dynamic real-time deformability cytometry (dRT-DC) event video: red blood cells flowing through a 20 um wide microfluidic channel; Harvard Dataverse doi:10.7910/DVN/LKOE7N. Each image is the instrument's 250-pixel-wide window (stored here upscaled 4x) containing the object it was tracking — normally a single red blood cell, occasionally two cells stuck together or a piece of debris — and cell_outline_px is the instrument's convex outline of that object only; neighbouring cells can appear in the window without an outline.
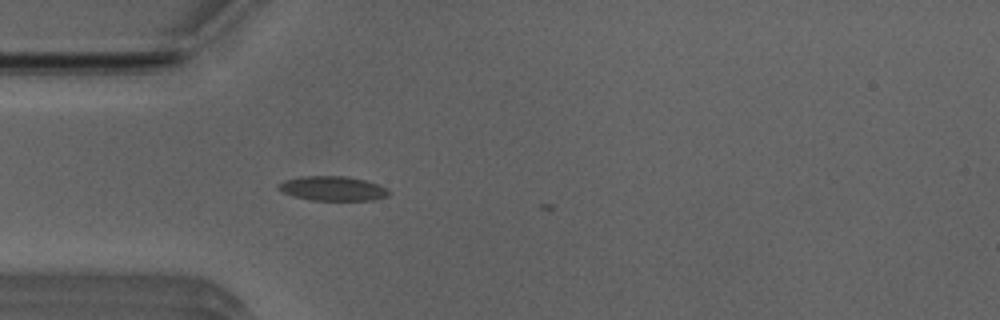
{"species": "Egyptian fruit bat (a non-hibernating species)", "species_latin": "Rousettus aegyptiacus", "temperature_condition": "room temperature", "stored_images_in_passage": 11, "camera_frame_rate_fps": 3000, "um_per_image_px": 0.085, "animal": {"sex": "male"}, "frame": {"image": 1, "passage_image": 1, "time_ms": 0.0, "image_size_px": [1000, 320], "cell_outline_px": [[388, 196], [376, 200], [312, 200], [292, 196], [276, 188], [276, 184], [284, 180], [304, 176], [344, 176], [364, 180], [388, 188]], "centroid_in_image_um": [28.25, 16.02], "position_along_channel_um": 56.8, "area_um2": 15.72}}
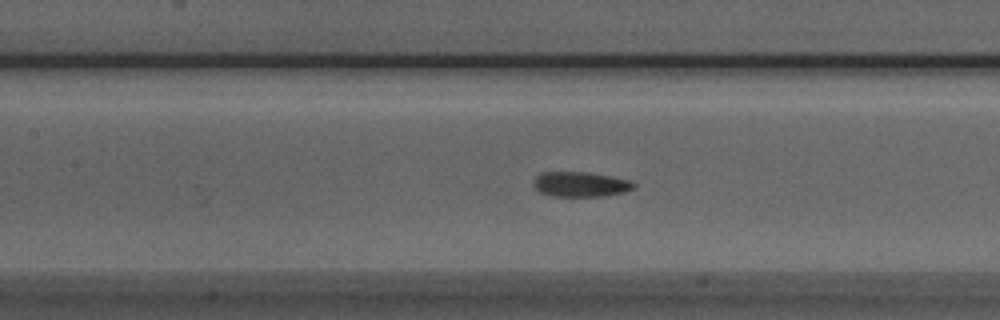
{"frame": {"image": 2, "passage_image": 9, "time_ms": 2.667, "image_size_px": [1000, 320], "cell_outline_px": [[636, 188], [624, 192], [604, 196], [552, 196], [540, 192], [536, 188], [532, 180], [540, 172], [588, 172], [628, 180], [636, 184]], "centroid_in_image_um": [49.33, 15.66], "position_along_channel_um": 158.1, "area_um2": 14.57}}